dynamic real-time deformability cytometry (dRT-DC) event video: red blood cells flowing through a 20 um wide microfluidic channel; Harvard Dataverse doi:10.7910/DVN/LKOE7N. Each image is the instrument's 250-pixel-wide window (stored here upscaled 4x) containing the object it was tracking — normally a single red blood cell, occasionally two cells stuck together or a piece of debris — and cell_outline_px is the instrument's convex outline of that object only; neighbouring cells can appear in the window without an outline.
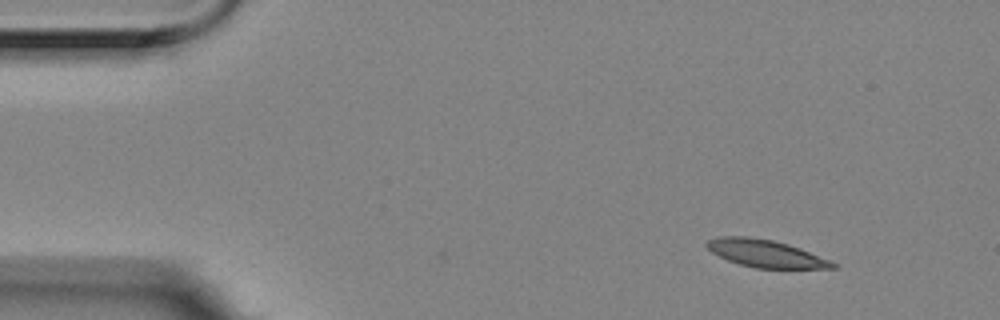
{"species": "Egyptian fruit bat (a non-hibernating species)", "species_latin": "Rousettus aegyptiacus", "temperature_condition": "room temperature", "stored_images_in_passage": 4, "camera_frame_rate_fps": 3000, "um_per_image_px": 0.085, "animal": {"sex": "female"}, "frame": {"image": 1, "passage_image": 1, "time_ms": 0.0, "image_size_px": [1000, 320], "cell_outline_px": [[840, 268], [756, 268], [740, 264], [728, 260], [712, 252], [704, 244], [708, 240], [720, 236], [748, 236], [772, 240], [788, 244], [800, 248], [840, 264]], "centroid_in_image_um": [65.11, 21.54], "position_along_channel_um": 19.9, "area_um2": 20.11}}